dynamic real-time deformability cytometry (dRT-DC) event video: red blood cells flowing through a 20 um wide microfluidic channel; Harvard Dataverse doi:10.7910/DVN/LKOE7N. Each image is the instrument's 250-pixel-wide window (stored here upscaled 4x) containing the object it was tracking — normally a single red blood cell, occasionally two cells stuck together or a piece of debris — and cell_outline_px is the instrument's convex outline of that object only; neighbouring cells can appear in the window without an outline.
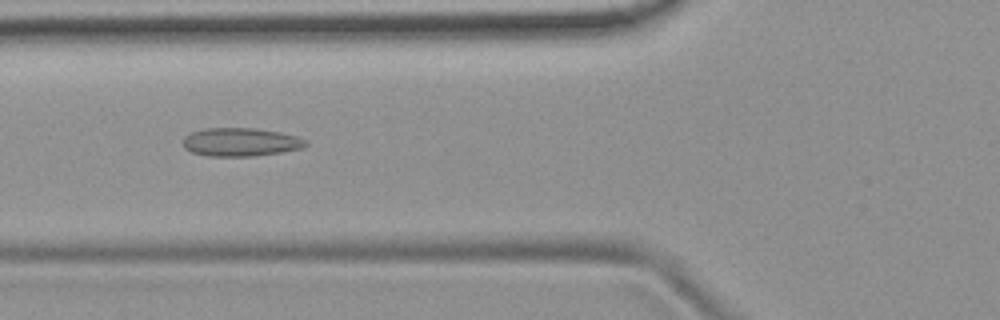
{"species": "common noctule bat (a hibernating species)", "species_latin": "Nyctalus noctula", "temperature_condition": "room temperature", "stored_images_in_passage": 52, "camera_frame_rate_fps": 3000, "um_per_image_px": 0.085, "animal": {"sex": "female", "body_mass_g": 19.9}, "frame": {"image": 1, "passage_image": 20, "time_ms": 6.333, "image_size_px": [1000, 320], "cell_outline_px": [[308, 144], [300, 148], [284, 152], [252, 156], [208, 156], [192, 152], [184, 148], [184, 136], [192, 132], [204, 128], [256, 128], [280, 132], [296, 136], [308, 140]], "centroid_in_image_um": [20.47, 12.07], "position_along_channel_um": 105.3, "area_um2": 20.35}}
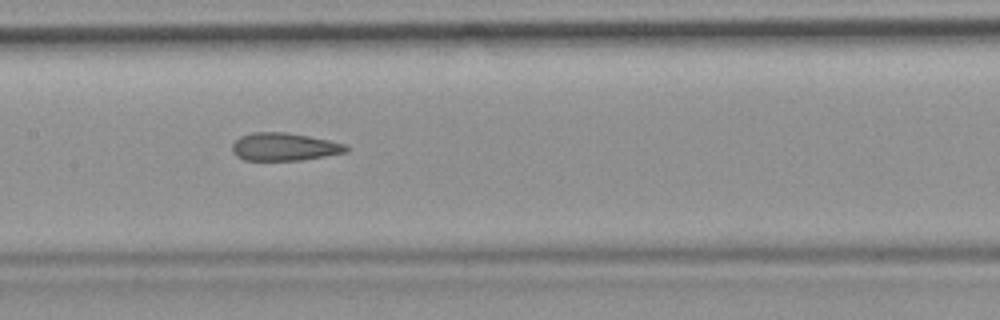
{"frame": {"image": 2, "passage_image": 26, "time_ms": 8.333, "image_size_px": [1000, 320], "cell_outline_px": [[348, 152], [300, 160], [244, 160], [236, 156], [232, 152], [232, 144], [240, 136], [252, 132], [284, 132], [308, 136], [348, 144]], "centroid_in_image_um": [24.15, 12.48], "position_along_channel_um": 183.2, "area_um2": 18.5}}
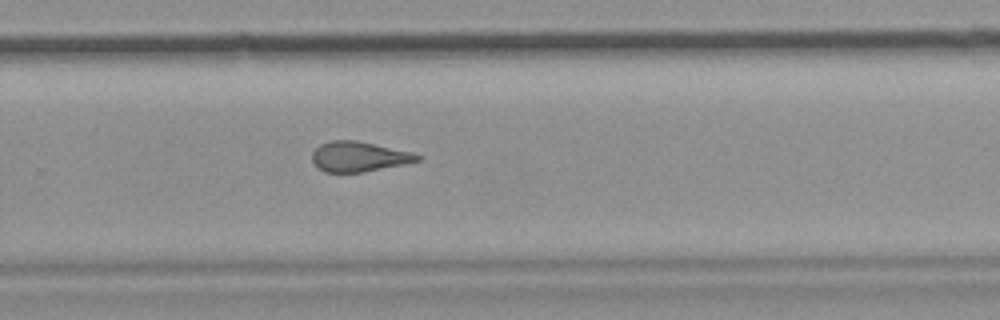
{"frame": {"image": 3, "passage_image": 35, "time_ms": 11.333, "image_size_px": [1000, 320], "cell_outline_px": [[424, 156], [420, 160], [404, 164], [364, 172], [324, 172], [312, 160], [312, 152], [320, 144], [332, 140], [356, 140], [412, 152]], "centroid_in_image_um": [30.53, 13.31], "position_along_channel_um": 299.3, "area_um2": 18.38}, "authors_computed_cell_mechanics": {"area_um2": 19.5075, "velocity_mm_per_s": 3.8862, "shape_relaxation_time_tau1_ms": null, "shape_relaxation_time_tau2_ms": 2.4482, "deformation_change_tau1": null, "deformation_change_tau2": 0.1278}}